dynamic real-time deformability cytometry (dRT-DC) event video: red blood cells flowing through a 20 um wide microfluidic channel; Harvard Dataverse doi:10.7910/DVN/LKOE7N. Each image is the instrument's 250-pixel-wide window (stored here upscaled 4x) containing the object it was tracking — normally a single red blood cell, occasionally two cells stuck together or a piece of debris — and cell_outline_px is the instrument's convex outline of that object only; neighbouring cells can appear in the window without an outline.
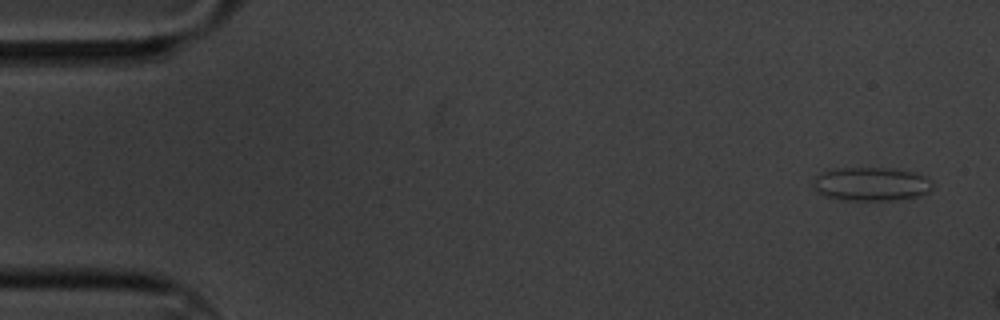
{"species": "common noctule bat (a hibernating species)", "species_latin": "Nyctalus noctula", "temperature_condition": "cold", "stored_images_in_passage": 5, "camera_frame_rate_fps": 3000, "um_per_image_px": 0.085, "animal": {"sex": "male", "body_mass_g": 20.1, "forearm_length_mm": 53.5}, "frame": {"image": 1, "passage_image": 1, "time_ms": 0.0, "image_size_px": [1000, 320], "cell_outline_px": [[932, 188], [928, 192], [920, 196], [892, 200], [840, 200], [824, 196], [816, 192], [812, 184], [812, 180], [816, 176], [824, 172], [840, 168], [892, 168], [912, 172], [924, 176], [932, 184]], "centroid_in_image_um": [74.01, 15.65], "position_along_channel_um": 11.0, "area_um2": 23.41}}